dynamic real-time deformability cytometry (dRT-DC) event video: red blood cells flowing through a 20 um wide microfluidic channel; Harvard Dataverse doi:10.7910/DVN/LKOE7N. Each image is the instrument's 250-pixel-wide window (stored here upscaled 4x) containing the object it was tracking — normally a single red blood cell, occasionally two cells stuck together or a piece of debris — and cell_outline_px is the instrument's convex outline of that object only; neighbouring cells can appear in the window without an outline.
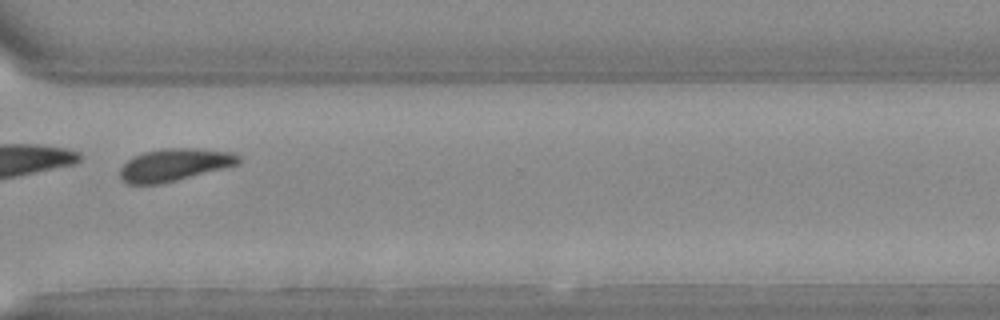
{"species": "Egyptian fruit bat (a non-hibernating species)", "species_latin": "Rousettus aegyptiacus", "temperature_condition": "warm", "stored_images_in_passage": 28, "camera_frame_rate_fps": 3000, "um_per_image_px": 0.085, "animal": {"sex": "female"}, "frame": {"image": 1, "passage_image": 20, "time_ms": 6.333, "image_size_px": [1000, 320], "cell_outline_px": [[240, 164], [160, 184], [128, 184], [120, 180], [120, 168], [132, 156], [144, 152], [160, 148], [196, 148], [232, 152], [240, 156]], "centroid_in_image_um": [14.81, 14.0], "position_along_channel_um": 355.8, "area_um2": 22.48}}